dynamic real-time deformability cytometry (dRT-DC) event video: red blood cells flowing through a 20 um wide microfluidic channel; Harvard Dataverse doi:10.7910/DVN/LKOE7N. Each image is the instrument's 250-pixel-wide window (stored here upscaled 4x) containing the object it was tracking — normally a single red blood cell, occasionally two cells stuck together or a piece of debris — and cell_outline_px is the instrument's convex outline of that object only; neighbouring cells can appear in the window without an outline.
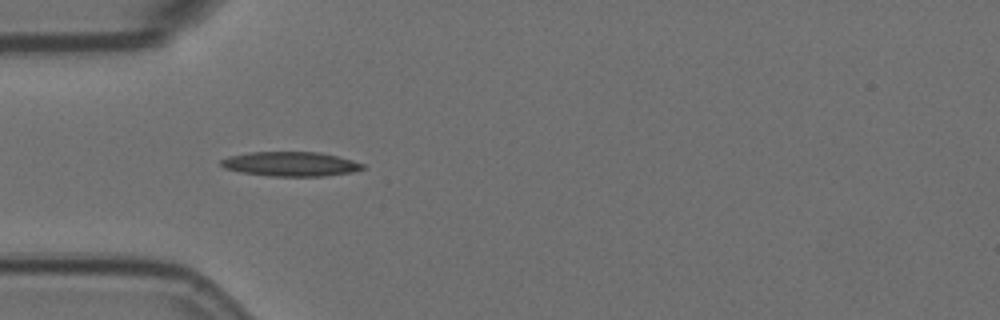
{"species": "Egyptian fruit bat (a non-hibernating species)", "species_latin": "Rousettus aegyptiacus", "temperature_condition": "room temperature", "stored_images_in_passage": 41, "camera_frame_rate_fps": 3000, "um_per_image_px": 0.085, "animal": {"sex": "female"}, "frame": {"image": 1, "passage_image": 1, "time_ms": 0.0, "image_size_px": [1000, 320], "cell_outline_px": [[364, 168], [352, 172], [324, 176], [268, 176], [240, 172], [224, 168], [220, 164], [220, 160], [228, 156], [248, 152], [320, 152], [352, 160], [364, 164]], "centroid_in_image_um": [24.66, 13.94], "position_along_channel_um": 60.3, "area_um2": 20.23}}
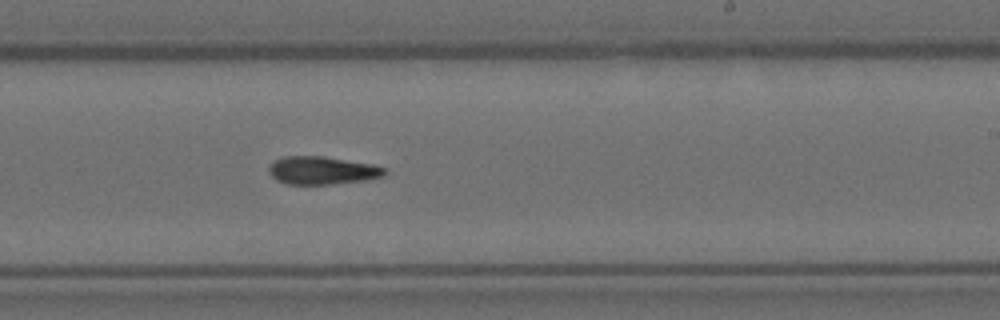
{"frame": {"image": 2, "passage_image": 18, "time_ms": 5.667, "image_size_px": [1000, 320], "cell_outline_px": [[388, 172], [384, 176], [364, 180], [332, 184], [288, 184], [276, 180], [268, 172], [268, 168], [272, 160], [284, 156], [324, 156], [372, 164], [384, 168]], "centroid_in_image_um": [27.35, 14.48], "position_along_channel_um": 261.7, "area_um2": 18.96}}
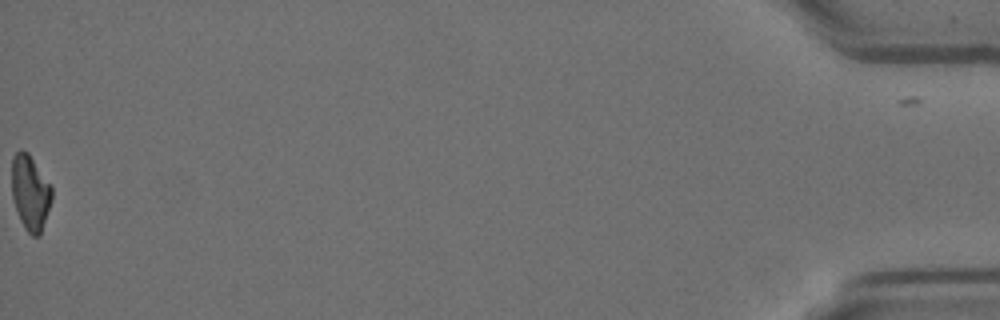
{"frame": {"image": 3, "passage_image": 41, "time_ms": 13.333, "image_size_px": [1000, 320], "cell_outline_px": [[52, 200], [40, 236], [32, 236], [24, 228], [20, 220], [12, 196], [12, 156], [20, 148], [28, 152], [52, 184]], "centroid_in_image_um": [2.59, 16.34], "position_along_channel_um": 432.6, "area_um2": 17.86}}